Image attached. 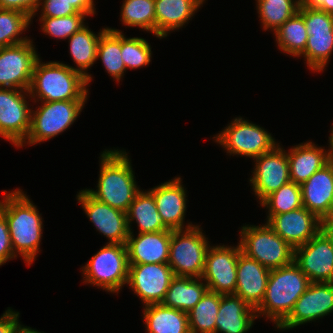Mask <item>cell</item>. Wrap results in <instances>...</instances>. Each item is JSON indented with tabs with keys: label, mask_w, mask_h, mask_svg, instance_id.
<instances>
[{
	"label": "cell",
	"mask_w": 333,
	"mask_h": 333,
	"mask_svg": "<svg viewBox=\"0 0 333 333\" xmlns=\"http://www.w3.org/2000/svg\"><path fill=\"white\" fill-rule=\"evenodd\" d=\"M2 193L5 197L0 201V211L8 223L13 252L22 256L30 266L40 252L43 231L41 214L22 190Z\"/></svg>",
	"instance_id": "cell-1"
},
{
	"label": "cell",
	"mask_w": 333,
	"mask_h": 333,
	"mask_svg": "<svg viewBox=\"0 0 333 333\" xmlns=\"http://www.w3.org/2000/svg\"><path fill=\"white\" fill-rule=\"evenodd\" d=\"M127 154L123 150L105 149L100 156L97 189H85L92 197L125 213L140 191Z\"/></svg>",
	"instance_id": "cell-2"
},
{
	"label": "cell",
	"mask_w": 333,
	"mask_h": 333,
	"mask_svg": "<svg viewBox=\"0 0 333 333\" xmlns=\"http://www.w3.org/2000/svg\"><path fill=\"white\" fill-rule=\"evenodd\" d=\"M34 66L29 96L41 102L87 100V79L75 67L50 61Z\"/></svg>",
	"instance_id": "cell-3"
},
{
	"label": "cell",
	"mask_w": 333,
	"mask_h": 333,
	"mask_svg": "<svg viewBox=\"0 0 333 333\" xmlns=\"http://www.w3.org/2000/svg\"><path fill=\"white\" fill-rule=\"evenodd\" d=\"M310 283L294 262L270 270L265 296L256 308L257 318L265 315L278 327L290 315L295 302Z\"/></svg>",
	"instance_id": "cell-4"
},
{
	"label": "cell",
	"mask_w": 333,
	"mask_h": 333,
	"mask_svg": "<svg viewBox=\"0 0 333 333\" xmlns=\"http://www.w3.org/2000/svg\"><path fill=\"white\" fill-rule=\"evenodd\" d=\"M185 227L171 230L168 265L176 277L200 278L205 268L209 241L199 225L188 223Z\"/></svg>",
	"instance_id": "cell-5"
},
{
	"label": "cell",
	"mask_w": 333,
	"mask_h": 333,
	"mask_svg": "<svg viewBox=\"0 0 333 333\" xmlns=\"http://www.w3.org/2000/svg\"><path fill=\"white\" fill-rule=\"evenodd\" d=\"M239 241L242 253L272 270L293 262L294 249L268 224L243 226Z\"/></svg>",
	"instance_id": "cell-6"
},
{
	"label": "cell",
	"mask_w": 333,
	"mask_h": 333,
	"mask_svg": "<svg viewBox=\"0 0 333 333\" xmlns=\"http://www.w3.org/2000/svg\"><path fill=\"white\" fill-rule=\"evenodd\" d=\"M84 282L118 293L127 284L129 260L126 244L106 243L82 267Z\"/></svg>",
	"instance_id": "cell-7"
},
{
	"label": "cell",
	"mask_w": 333,
	"mask_h": 333,
	"mask_svg": "<svg viewBox=\"0 0 333 333\" xmlns=\"http://www.w3.org/2000/svg\"><path fill=\"white\" fill-rule=\"evenodd\" d=\"M86 100L41 102L36 111L31 110L30 129L23 144H38L54 138L69 128L82 111ZM27 140V141H26Z\"/></svg>",
	"instance_id": "cell-8"
},
{
	"label": "cell",
	"mask_w": 333,
	"mask_h": 333,
	"mask_svg": "<svg viewBox=\"0 0 333 333\" xmlns=\"http://www.w3.org/2000/svg\"><path fill=\"white\" fill-rule=\"evenodd\" d=\"M216 136V137H215ZM214 136V141L220 144L230 155H241L257 158L271 151L276 145L275 138L263 127L237 117L223 131Z\"/></svg>",
	"instance_id": "cell-9"
},
{
	"label": "cell",
	"mask_w": 333,
	"mask_h": 333,
	"mask_svg": "<svg viewBox=\"0 0 333 333\" xmlns=\"http://www.w3.org/2000/svg\"><path fill=\"white\" fill-rule=\"evenodd\" d=\"M308 38L304 52L305 63L312 71H323L333 52V14L300 6Z\"/></svg>",
	"instance_id": "cell-10"
},
{
	"label": "cell",
	"mask_w": 333,
	"mask_h": 333,
	"mask_svg": "<svg viewBox=\"0 0 333 333\" xmlns=\"http://www.w3.org/2000/svg\"><path fill=\"white\" fill-rule=\"evenodd\" d=\"M293 262L310 282H333V235L321 229L307 243L294 249Z\"/></svg>",
	"instance_id": "cell-11"
},
{
	"label": "cell",
	"mask_w": 333,
	"mask_h": 333,
	"mask_svg": "<svg viewBox=\"0 0 333 333\" xmlns=\"http://www.w3.org/2000/svg\"><path fill=\"white\" fill-rule=\"evenodd\" d=\"M32 40L0 48V88L28 91L36 61Z\"/></svg>",
	"instance_id": "cell-12"
},
{
	"label": "cell",
	"mask_w": 333,
	"mask_h": 333,
	"mask_svg": "<svg viewBox=\"0 0 333 333\" xmlns=\"http://www.w3.org/2000/svg\"><path fill=\"white\" fill-rule=\"evenodd\" d=\"M241 252L239 243L236 247L209 246L201 277L208 290L221 295L235 293L237 261Z\"/></svg>",
	"instance_id": "cell-13"
},
{
	"label": "cell",
	"mask_w": 333,
	"mask_h": 333,
	"mask_svg": "<svg viewBox=\"0 0 333 333\" xmlns=\"http://www.w3.org/2000/svg\"><path fill=\"white\" fill-rule=\"evenodd\" d=\"M27 93V94H26ZM21 89L0 88V136L18 147L30 129L31 108Z\"/></svg>",
	"instance_id": "cell-14"
},
{
	"label": "cell",
	"mask_w": 333,
	"mask_h": 333,
	"mask_svg": "<svg viewBox=\"0 0 333 333\" xmlns=\"http://www.w3.org/2000/svg\"><path fill=\"white\" fill-rule=\"evenodd\" d=\"M174 277L168 263L129 264L127 285L144 305L159 304Z\"/></svg>",
	"instance_id": "cell-15"
},
{
	"label": "cell",
	"mask_w": 333,
	"mask_h": 333,
	"mask_svg": "<svg viewBox=\"0 0 333 333\" xmlns=\"http://www.w3.org/2000/svg\"><path fill=\"white\" fill-rule=\"evenodd\" d=\"M279 144L254 159L252 189L260 203L281 186L290 182L288 155Z\"/></svg>",
	"instance_id": "cell-16"
},
{
	"label": "cell",
	"mask_w": 333,
	"mask_h": 333,
	"mask_svg": "<svg viewBox=\"0 0 333 333\" xmlns=\"http://www.w3.org/2000/svg\"><path fill=\"white\" fill-rule=\"evenodd\" d=\"M333 311V282H311L295 302L290 315L277 327L291 329L329 315Z\"/></svg>",
	"instance_id": "cell-17"
},
{
	"label": "cell",
	"mask_w": 333,
	"mask_h": 333,
	"mask_svg": "<svg viewBox=\"0 0 333 333\" xmlns=\"http://www.w3.org/2000/svg\"><path fill=\"white\" fill-rule=\"evenodd\" d=\"M76 198L95 228L108 238V243L126 244L130 233L125 212L97 200L84 189Z\"/></svg>",
	"instance_id": "cell-18"
},
{
	"label": "cell",
	"mask_w": 333,
	"mask_h": 333,
	"mask_svg": "<svg viewBox=\"0 0 333 333\" xmlns=\"http://www.w3.org/2000/svg\"><path fill=\"white\" fill-rule=\"evenodd\" d=\"M266 223L293 249L307 243L322 229V220L305 207L267 216Z\"/></svg>",
	"instance_id": "cell-19"
},
{
	"label": "cell",
	"mask_w": 333,
	"mask_h": 333,
	"mask_svg": "<svg viewBox=\"0 0 333 333\" xmlns=\"http://www.w3.org/2000/svg\"><path fill=\"white\" fill-rule=\"evenodd\" d=\"M236 271L237 280L234 294L256 309L265 296L270 269L241 252Z\"/></svg>",
	"instance_id": "cell-20"
},
{
	"label": "cell",
	"mask_w": 333,
	"mask_h": 333,
	"mask_svg": "<svg viewBox=\"0 0 333 333\" xmlns=\"http://www.w3.org/2000/svg\"><path fill=\"white\" fill-rule=\"evenodd\" d=\"M149 191L154 196L158 213L162 216L163 222L171 230L186 229L184 218L187 196L181 178L175 177Z\"/></svg>",
	"instance_id": "cell-21"
},
{
	"label": "cell",
	"mask_w": 333,
	"mask_h": 333,
	"mask_svg": "<svg viewBox=\"0 0 333 333\" xmlns=\"http://www.w3.org/2000/svg\"><path fill=\"white\" fill-rule=\"evenodd\" d=\"M300 186L303 207L323 220L333 209V164L329 161Z\"/></svg>",
	"instance_id": "cell-22"
},
{
	"label": "cell",
	"mask_w": 333,
	"mask_h": 333,
	"mask_svg": "<svg viewBox=\"0 0 333 333\" xmlns=\"http://www.w3.org/2000/svg\"><path fill=\"white\" fill-rule=\"evenodd\" d=\"M171 230L160 232H133L126 241L129 264L168 263Z\"/></svg>",
	"instance_id": "cell-23"
},
{
	"label": "cell",
	"mask_w": 333,
	"mask_h": 333,
	"mask_svg": "<svg viewBox=\"0 0 333 333\" xmlns=\"http://www.w3.org/2000/svg\"><path fill=\"white\" fill-rule=\"evenodd\" d=\"M257 318L256 309L235 294L221 295L215 333H246Z\"/></svg>",
	"instance_id": "cell-24"
},
{
	"label": "cell",
	"mask_w": 333,
	"mask_h": 333,
	"mask_svg": "<svg viewBox=\"0 0 333 333\" xmlns=\"http://www.w3.org/2000/svg\"><path fill=\"white\" fill-rule=\"evenodd\" d=\"M287 155L290 180L301 185L329 162L331 153L308 141L292 147Z\"/></svg>",
	"instance_id": "cell-25"
},
{
	"label": "cell",
	"mask_w": 333,
	"mask_h": 333,
	"mask_svg": "<svg viewBox=\"0 0 333 333\" xmlns=\"http://www.w3.org/2000/svg\"><path fill=\"white\" fill-rule=\"evenodd\" d=\"M205 0H155L156 37L183 27Z\"/></svg>",
	"instance_id": "cell-26"
},
{
	"label": "cell",
	"mask_w": 333,
	"mask_h": 333,
	"mask_svg": "<svg viewBox=\"0 0 333 333\" xmlns=\"http://www.w3.org/2000/svg\"><path fill=\"white\" fill-rule=\"evenodd\" d=\"M202 278L174 277L165 294L162 305L188 313L208 290Z\"/></svg>",
	"instance_id": "cell-27"
},
{
	"label": "cell",
	"mask_w": 333,
	"mask_h": 333,
	"mask_svg": "<svg viewBox=\"0 0 333 333\" xmlns=\"http://www.w3.org/2000/svg\"><path fill=\"white\" fill-rule=\"evenodd\" d=\"M143 315L147 333H190L186 312L159 303L145 305Z\"/></svg>",
	"instance_id": "cell-28"
},
{
	"label": "cell",
	"mask_w": 333,
	"mask_h": 333,
	"mask_svg": "<svg viewBox=\"0 0 333 333\" xmlns=\"http://www.w3.org/2000/svg\"><path fill=\"white\" fill-rule=\"evenodd\" d=\"M129 233H132L131 222L136 220L139 227V233L160 232L163 230H171L158 213L154 196L150 191H139L134 201L126 212Z\"/></svg>",
	"instance_id": "cell-29"
},
{
	"label": "cell",
	"mask_w": 333,
	"mask_h": 333,
	"mask_svg": "<svg viewBox=\"0 0 333 333\" xmlns=\"http://www.w3.org/2000/svg\"><path fill=\"white\" fill-rule=\"evenodd\" d=\"M104 28L98 35L94 34L88 26L75 32L69 38V50L73 61L76 63V71L81 73L86 79L87 84L91 82L92 77L87 72V68L93 66L97 60V48L100 36L107 30Z\"/></svg>",
	"instance_id": "cell-30"
},
{
	"label": "cell",
	"mask_w": 333,
	"mask_h": 333,
	"mask_svg": "<svg viewBox=\"0 0 333 333\" xmlns=\"http://www.w3.org/2000/svg\"><path fill=\"white\" fill-rule=\"evenodd\" d=\"M97 60L100 58L105 70L112 78L120 81L126 67L121 57V31L108 28L99 38Z\"/></svg>",
	"instance_id": "cell-31"
},
{
	"label": "cell",
	"mask_w": 333,
	"mask_h": 333,
	"mask_svg": "<svg viewBox=\"0 0 333 333\" xmlns=\"http://www.w3.org/2000/svg\"><path fill=\"white\" fill-rule=\"evenodd\" d=\"M273 34H275L279 49L284 53L300 57L304 52L308 32L304 18L299 12L286 20Z\"/></svg>",
	"instance_id": "cell-32"
},
{
	"label": "cell",
	"mask_w": 333,
	"mask_h": 333,
	"mask_svg": "<svg viewBox=\"0 0 333 333\" xmlns=\"http://www.w3.org/2000/svg\"><path fill=\"white\" fill-rule=\"evenodd\" d=\"M220 302L221 294L206 291L201 300L187 313L190 333H215Z\"/></svg>",
	"instance_id": "cell-33"
},
{
	"label": "cell",
	"mask_w": 333,
	"mask_h": 333,
	"mask_svg": "<svg viewBox=\"0 0 333 333\" xmlns=\"http://www.w3.org/2000/svg\"><path fill=\"white\" fill-rule=\"evenodd\" d=\"M256 6L263 30L275 32L299 11L301 4L300 0H258Z\"/></svg>",
	"instance_id": "cell-34"
},
{
	"label": "cell",
	"mask_w": 333,
	"mask_h": 333,
	"mask_svg": "<svg viewBox=\"0 0 333 333\" xmlns=\"http://www.w3.org/2000/svg\"><path fill=\"white\" fill-rule=\"evenodd\" d=\"M121 7L122 24L138 26L156 36L155 0H124Z\"/></svg>",
	"instance_id": "cell-35"
},
{
	"label": "cell",
	"mask_w": 333,
	"mask_h": 333,
	"mask_svg": "<svg viewBox=\"0 0 333 333\" xmlns=\"http://www.w3.org/2000/svg\"><path fill=\"white\" fill-rule=\"evenodd\" d=\"M260 204L262 207H267V216L279 215L301 208L303 207L301 186L290 181L267 196Z\"/></svg>",
	"instance_id": "cell-36"
},
{
	"label": "cell",
	"mask_w": 333,
	"mask_h": 333,
	"mask_svg": "<svg viewBox=\"0 0 333 333\" xmlns=\"http://www.w3.org/2000/svg\"><path fill=\"white\" fill-rule=\"evenodd\" d=\"M31 19L15 10L0 9V48L28 41L19 35L29 27Z\"/></svg>",
	"instance_id": "cell-37"
},
{
	"label": "cell",
	"mask_w": 333,
	"mask_h": 333,
	"mask_svg": "<svg viewBox=\"0 0 333 333\" xmlns=\"http://www.w3.org/2000/svg\"><path fill=\"white\" fill-rule=\"evenodd\" d=\"M151 45L144 38H126L121 32V57L126 69L148 65L152 57Z\"/></svg>",
	"instance_id": "cell-38"
},
{
	"label": "cell",
	"mask_w": 333,
	"mask_h": 333,
	"mask_svg": "<svg viewBox=\"0 0 333 333\" xmlns=\"http://www.w3.org/2000/svg\"><path fill=\"white\" fill-rule=\"evenodd\" d=\"M88 15L77 13L64 17H40L42 31L45 35L59 39H69L75 32L81 30Z\"/></svg>",
	"instance_id": "cell-39"
},
{
	"label": "cell",
	"mask_w": 333,
	"mask_h": 333,
	"mask_svg": "<svg viewBox=\"0 0 333 333\" xmlns=\"http://www.w3.org/2000/svg\"><path fill=\"white\" fill-rule=\"evenodd\" d=\"M41 5L40 17H64L78 13L66 0H40L39 7Z\"/></svg>",
	"instance_id": "cell-40"
},
{
	"label": "cell",
	"mask_w": 333,
	"mask_h": 333,
	"mask_svg": "<svg viewBox=\"0 0 333 333\" xmlns=\"http://www.w3.org/2000/svg\"><path fill=\"white\" fill-rule=\"evenodd\" d=\"M16 257L11 244L7 220L0 211V266Z\"/></svg>",
	"instance_id": "cell-41"
},
{
	"label": "cell",
	"mask_w": 333,
	"mask_h": 333,
	"mask_svg": "<svg viewBox=\"0 0 333 333\" xmlns=\"http://www.w3.org/2000/svg\"><path fill=\"white\" fill-rule=\"evenodd\" d=\"M39 3L40 0H0V9L19 11L32 20L40 9Z\"/></svg>",
	"instance_id": "cell-42"
},
{
	"label": "cell",
	"mask_w": 333,
	"mask_h": 333,
	"mask_svg": "<svg viewBox=\"0 0 333 333\" xmlns=\"http://www.w3.org/2000/svg\"><path fill=\"white\" fill-rule=\"evenodd\" d=\"M19 319V312L7 309L0 318V333H12L14 325Z\"/></svg>",
	"instance_id": "cell-43"
},
{
	"label": "cell",
	"mask_w": 333,
	"mask_h": 333,
	"mask_svg": "<svg viewBox=\"0 0 333 333\" xmlns=\"http://www.w3.org/2000/svg\"><path fill=\"white\" fill-rule=\"evenodd\" d=\"M71 4L79 13L86 14L88 16L94 15L95 5L93 0H66Z\"/></svg>",
	"instance_id": "cell-44"
},
{
	"label": "cell",
	"mask_w": 333,
	"mask_h": 333,
	"mask_svg": "<svg viewBox=\"0 0 333 333\" xmlns=\"http://www.w3.org/2000/svg\"><path fill=\"white\" fill-rule=\"evenodd\" d=\"M301 6L317 8L327 13L333 14V0H300Z\"/></svg>",
	"instance_id": "cell-45"
},
{
	"label": "cell",
	"mask_w": 333,
	"mask_h": 333,
	"mask_svg": "<svg viewBox=\"0 0 333 333\" xmlns=\"http://www.w3.org/2000/svg\"><path fill=\"white\" fill-rule=\"evenodd\" d=\"M322 229L330 235H333V209L322 220Z\"/></svg>",
	"instance_id": "cell-46"
},
{
	"label": "cell",
	"mask_w": 333,
	"mask_h": 333,
	"mask_svg": "<svg viewBox=\"0 0 333 333\" xmlns=\"http://www.w3.org/2000/svg\"><path fill=\"white\" fill-rule=\"evenodd\" d=\"M12 333H41V332H39L36 329H32L30 327H27V326L24 327L23 325L20 324V322L18 320L16 322V324L14 325Z\"/></svg>",
	"instance_id": "cell-47"
},
{
	"label": "cell",
	"mask_w": 333,
	"mask_h": 333,
	"mask_svg": "<svg viewBox=\"0 0 333 333\" xmlns=\"http://www.w3.org/2000/svg\"><path fill=\"white\" fill-rule=\"evenodd\" d=\"M331 134H330V137H329V150H330V153L333 155V127L331 129Z\"/></svg>",
	"instance_id": "cell-48"
},
{
	"label": "cell",
	"mask_w": 333,
	"mask_h": 333,
	"mask_svg": "<svg viewBox=\"0 0 333 333\" xmlns=\"http://www.w3.org/2000/svg\"><path fill=\"white\" fill-rule=\"evenodd\" d=\"M329 161L333 164V155L332 154L330 156V160Z\"/></svg>",
	"instance_id": "cell-49"
}]
</instances>
